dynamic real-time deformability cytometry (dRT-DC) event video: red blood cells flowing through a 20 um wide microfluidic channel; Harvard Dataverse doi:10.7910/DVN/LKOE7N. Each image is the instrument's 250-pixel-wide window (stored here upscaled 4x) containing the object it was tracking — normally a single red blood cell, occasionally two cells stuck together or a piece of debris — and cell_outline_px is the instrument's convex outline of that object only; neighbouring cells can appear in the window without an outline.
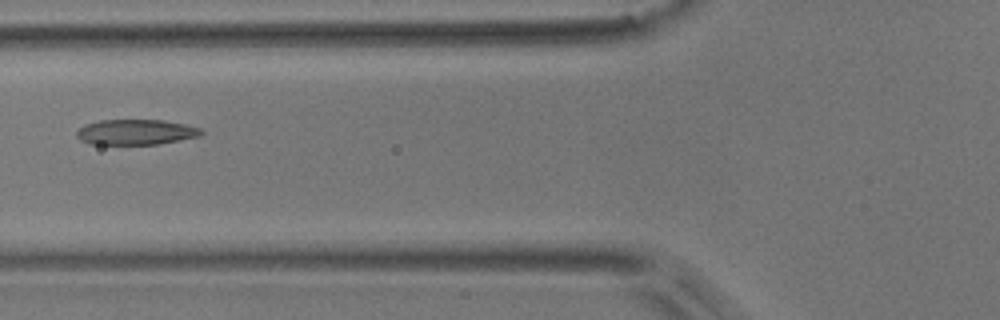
{"species": "common noctule bat (a hibernating species)", "species_latin": "Nyctalus noctula", "temperature_condition": "room temperature", "stored_images_in_passage": 5, "camera_frame_rate_fps": 3000, "um_per_image_px": 0.085, "animal": {"sex": "male", "body_mass_g": 17.9}, "frame": {"image": 1, "passage_image": 5, "time_ms": 1.333, "image_size_px": [1000, 320], "cell_outline_px": [[204, 132], [200, 136], [160, 144], [92, 144], [80, 140], [76, 136], [76, 132], [84, 124], [100, 120], [164, 120], [184, 124], [200, 128]], "centroid_in_image_um": [11.54, 11.22], "position_along_channel_um": 114.3, "area_um2": 18.44}}